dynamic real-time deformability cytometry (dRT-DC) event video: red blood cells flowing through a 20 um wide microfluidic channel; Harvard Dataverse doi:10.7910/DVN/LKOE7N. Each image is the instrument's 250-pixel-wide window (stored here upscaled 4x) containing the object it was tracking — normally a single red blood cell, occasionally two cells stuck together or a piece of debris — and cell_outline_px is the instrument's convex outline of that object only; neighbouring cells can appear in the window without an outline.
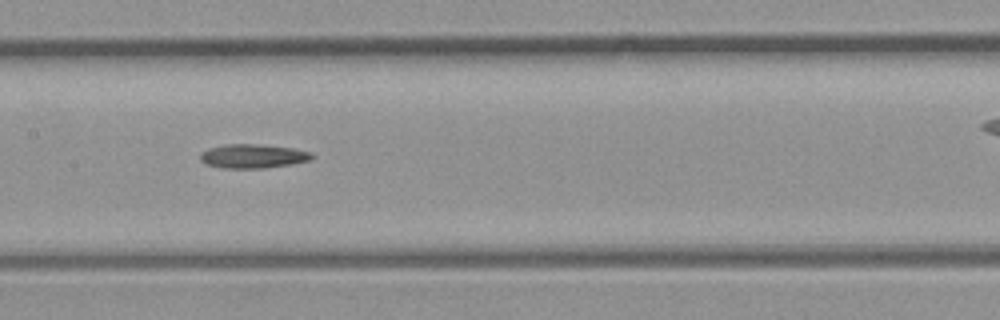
{"species": "common noctule bat (a hibernating species)", "species_latin": "Nyctalus noctula", "temperature_condition": "room temperature", "stored_images_in_passage": 32, "camera_frame_rate_fps": 3000, "um_per_image_px": 0.085, "animal": {"sex": "male", "body_mass_g": 23.1, "forearm_length_mm": 52.7}, "frame": {"image": 1, "passage_image": 14, "time_ms": 4.333, "image_size_px": [1000, 320], "cell_outline_px": [[316, 156], [312, 160], [264, 168], [220, 168], [204, 164], [200, 160], [200, 152], [208, 148], [224, 144], [256, 144], [292, 148], [312, 152]], "centroid_in_image_um": [21.47, 13.27], "position_along_channel_um": 185.9, "area_um2": 15.78}}